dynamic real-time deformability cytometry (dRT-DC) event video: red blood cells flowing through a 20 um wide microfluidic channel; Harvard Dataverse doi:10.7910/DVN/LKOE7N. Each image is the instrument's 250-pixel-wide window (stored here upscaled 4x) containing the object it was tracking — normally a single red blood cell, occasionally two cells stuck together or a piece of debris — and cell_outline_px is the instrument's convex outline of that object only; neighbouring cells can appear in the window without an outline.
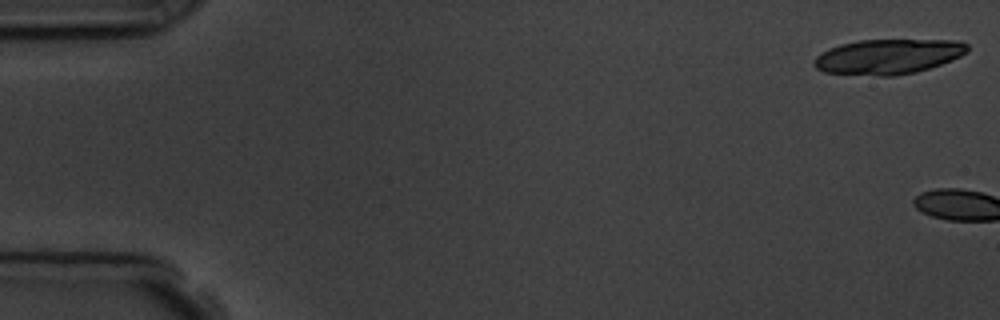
{"species": "common noctule bat (a hibernating species)", "species_latin": "Nyctalus noctula", "temperature_condition": "room temperature", "stored_images_in_passage": 2, "camera_frame_rate_fps": 3000, "um_per_image_px": 0.085, "animal": {"sex": "male", "body_mass_g": 19.5, "forearm_length_mm": 54.6}, "frame": {"image": 1, "passage_image": 1, "time_ms": 0.0, "image_size_px": [1000, 320], "cell_outline_px": [[968, 52], [960, 56], [940, 64], [916, 72], [896, 76], [880, 76], [824, 72], [816, 68], [812, 64], [812, 60], [820, 52], [828, 48], [840, 44], [860, 40], [960, 40], [968, 44]], "centroid_in_image_um": [75.46, 4.8], "position_along_channel_um": 9.5, "area_um2": 31.44}}